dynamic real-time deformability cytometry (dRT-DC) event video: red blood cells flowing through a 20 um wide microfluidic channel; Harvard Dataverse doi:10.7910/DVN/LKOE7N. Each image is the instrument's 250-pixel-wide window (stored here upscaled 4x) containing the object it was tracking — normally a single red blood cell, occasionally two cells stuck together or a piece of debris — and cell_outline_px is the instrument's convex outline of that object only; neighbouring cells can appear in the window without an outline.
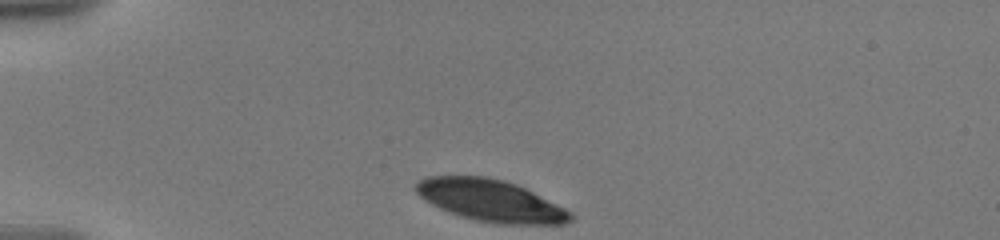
{"species": "human", "species_latin": "Homo sapiens", "temperature_condition": "warm", "stored_images_in_passage": 8, "camera_frame_rate_fps": 3000, "um_per_image_px": 0.085, "donor": {"sex": "male"}, "frame": {"image": 1, "passage_image": 1, "time_ms": 0.0, "image_size_px": [1000, 240], "cell_outline_px": [[576, 216], [568, 224], [496, 224], [476, 220], [460, 216], [448, 212], [424, 200], [416, 192], [412, 184], [428, 176], [484, 176], [504, 180], [516, 184], [572, 212]], "centroid_in_image_um": [41.69, 17.06], "position_along_channel_um": 43.3, "area_um2": 37.74}}
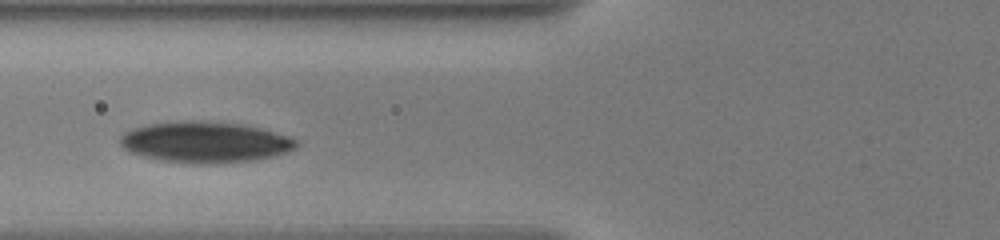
{"frame": {"image": 2, "passage_image": 5, "time_ms": 3.0, "image_size_px": [1000, 240], "cell_outline_px": [[300, 140], [296, 148], [288, 152], [256, 160], [216, 164], [192, 164], [156, 160], [140, 156], [128, 152], [120, 144], [120, 136], [124, 132], [132, 128], [148, 124], [184, 120], [204, 120], [244, 124], [260, 128], [288, 136]], "centroid_in_image_um": [17.42, 12.09], "position_along_channel_um": 108.4, "area_um2": 42.95}}
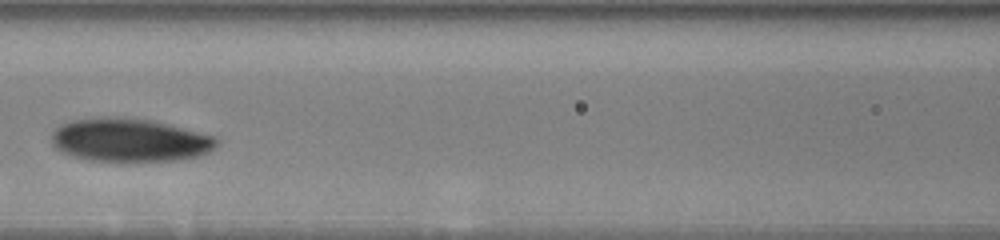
{"frame": {"image": 3, "passage_image": 7, "time_ms": 4.333, "image_size_px": [1000, 240], "cell_outline_px": [[216, 144], [208, 152], [196, 156], [176, 160], [120, 164], [88, 160], [72, 156], [60, 152], [52, 144], [52, 132], [60, 124], [72, 120], [116, 116], [152, 120], [216, 136]], "centroid_in_image_um": [10.97, 11.94], "position_along_channel_um": 155.6, "area_um2": 42.54}}